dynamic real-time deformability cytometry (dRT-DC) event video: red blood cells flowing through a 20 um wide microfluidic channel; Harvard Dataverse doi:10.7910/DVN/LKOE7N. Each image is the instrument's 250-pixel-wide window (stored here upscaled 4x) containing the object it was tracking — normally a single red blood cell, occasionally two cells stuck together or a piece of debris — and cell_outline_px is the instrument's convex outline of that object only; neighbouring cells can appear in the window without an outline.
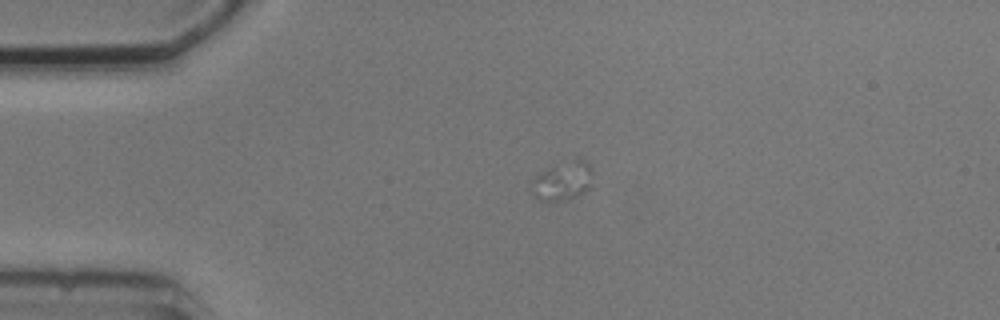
{"species": "common noctule bat (a hibernating species)", "species_latin": "Nyctalus noctula", "temperature_condition": "cold", "stored_images_in_passage": 2, "camera_frame_rate_fps": 3000, "um_per_image_px": 0.085, "animal": {"sex": "male", "body_mass_g": 20.5, "forearm_length_mm": 52.5}, "frame": {"image": 1, "passage_image": 1, "time_ms": 0.0, "image_size_px": [1000, 320], "cell_outline_px": [[588, 188], [580, 196], [568, 200], [548, 204], [540, 200], [536, 196], [528, 180], [548, 168], [576, 156], [584, 160], [588, 164]], "centroid_in_image_um": [47.73, 15.41], "position_along_channel_um": 37.3, "area_um2": 13.99}}